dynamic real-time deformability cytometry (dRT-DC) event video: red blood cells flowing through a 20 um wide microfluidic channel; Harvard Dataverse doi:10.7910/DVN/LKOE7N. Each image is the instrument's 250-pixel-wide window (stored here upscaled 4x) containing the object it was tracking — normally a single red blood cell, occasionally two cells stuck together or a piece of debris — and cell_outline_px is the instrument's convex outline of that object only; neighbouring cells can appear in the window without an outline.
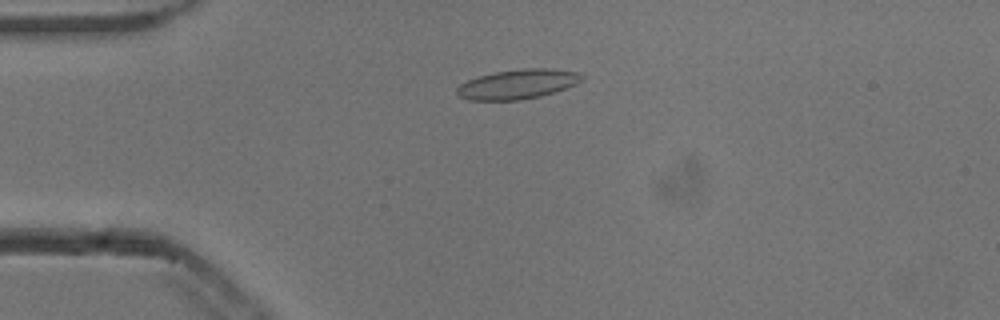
{"species": "common noctule bat (a hibernating species)", "species_latin": "Nyctalus noctula", "temperature_condition": "cold", "stored_images_in_passage": 53, "camera_frame_rate_fps": 3000, "um_per_image_px": 0.085, "animal": {"sex": "male", "body_mass_g": 13.3}, "frame": {"image": 1, "passage_image": 13, "time_ms": 4.0, "image_size_px": [1000, 320], "cell_outline_px": [[584, 80], [576, 84], [540, 96], [520, 100], [468, 100], [460, 96], [456, 92], [456, 88], [460, 84], [468, 80], [480, 76], [496, 72], [524, 68], [544, 68], [576, 72], [584, 76]], "centroid_in_image_um": [43.99, 7.16], "position_along_channel_um": 41.0, "area_um2": 21.27}}
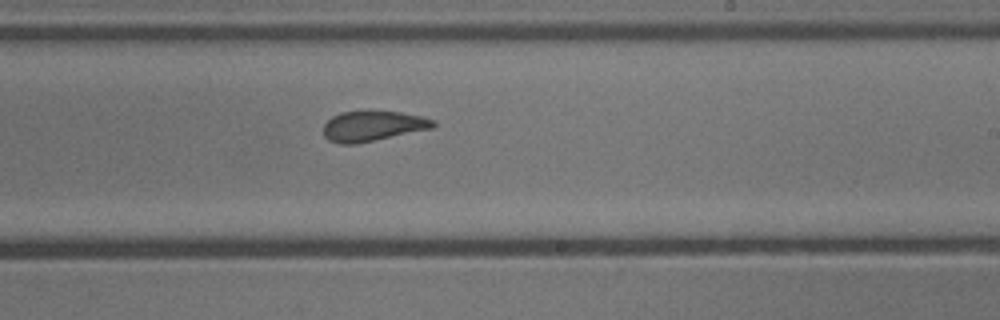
{"frame": {"image": 2, "passage_image": 32, "time_ms": 10.333, "image_size_px": [1000, 320], "cell_outline_px": [[436, 124], [432, 128], [356, 144], [340, 144], [328, 140], [324, 136], [324, 124], [332, 116], [340, 112], [400, 112], [420, 116], [436, 120]], "centroid_in_image_um": [31.67, 10.72], "position_along_channel_um": 257.3, "area_um2": 19.07}}
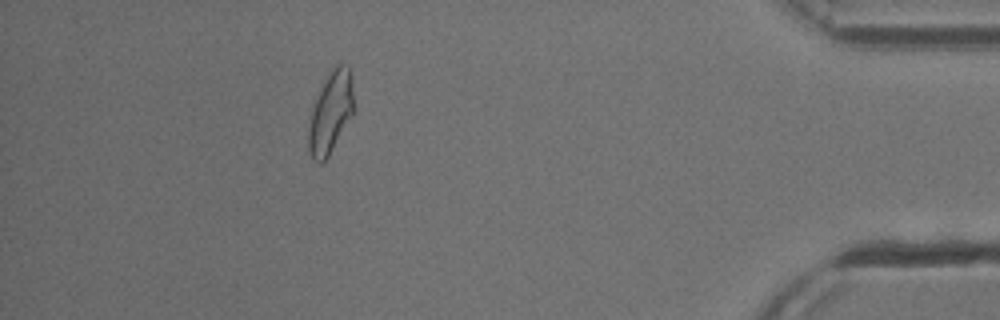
{"frame": {"image": 3, "passage_image": 48, "time_ms": 15.667, "image_size_px": [1000, 320], "cell_outline_px": [[352, 116], [328, 156], [320, 164], [312, 156], [308, 148], [308, 128], [312, 104], [328, 76], [336, 64], [348, 64], [352, 76]], "centroid_in_image_um": [28.09, 9.55], "position_along_channel_um": 407.1, "area_um2": 21.1}, "authors_computed_cell_mechanics": {"area_um2": 20.6346, "velocity_mm_per_s": 3.8215, "shape_relaxation_time_tau1_ms": 7.9761, "shape_relaxation_time_tau2_ms": 1.8719, "deformation_change_tau1": 0.191, "deformation_change_tau2": 0.0696}}